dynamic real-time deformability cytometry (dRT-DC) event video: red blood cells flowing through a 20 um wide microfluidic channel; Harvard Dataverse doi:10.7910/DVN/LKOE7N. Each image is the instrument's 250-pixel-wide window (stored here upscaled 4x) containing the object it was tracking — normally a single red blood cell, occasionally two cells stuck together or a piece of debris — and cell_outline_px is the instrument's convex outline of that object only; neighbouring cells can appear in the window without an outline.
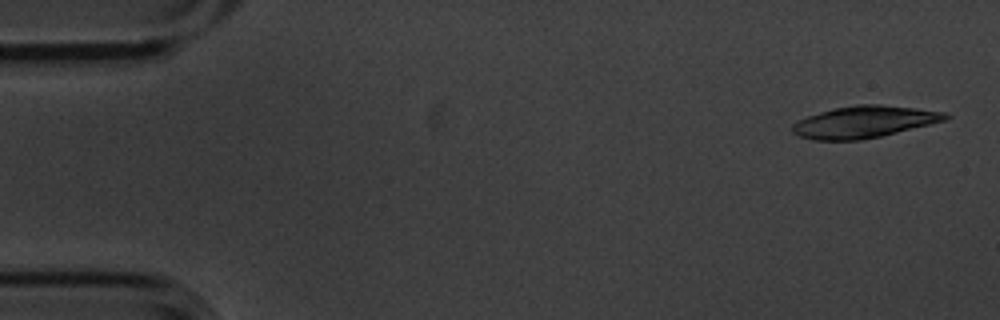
{"species": "common noctule bat (a hibernating species)", "species_latin": "Nyctalus noctula", "temperature_condition": "cold", "stored_images_in_passage": 5, "segment_of_instrument_passage": [1, 2], "camera_frame_rate_fps": 3000, "um_per_image_px": 0.085, "animal": {"sex": "male", "body_mass_g": 20.1, "forearm_length_mm": 53.5}, "frame": {"image": 1, "passage_image": 1, "time_ms": 0.0, "image_size_px": [1000, 320], "cell_outline_px": [[952, 116], [948, 120], [880, 136], [860, 140], [812, 140], [800, 136], [792, 132], [792, 124], [796, 120], [832, 108], [856, 104], [880, 104], [916, 108], [944, 112]], "centroid_in_image_um": [73.45, 10.35], "position_along_channel_um": 11.6, "area_um2": 28.5}}